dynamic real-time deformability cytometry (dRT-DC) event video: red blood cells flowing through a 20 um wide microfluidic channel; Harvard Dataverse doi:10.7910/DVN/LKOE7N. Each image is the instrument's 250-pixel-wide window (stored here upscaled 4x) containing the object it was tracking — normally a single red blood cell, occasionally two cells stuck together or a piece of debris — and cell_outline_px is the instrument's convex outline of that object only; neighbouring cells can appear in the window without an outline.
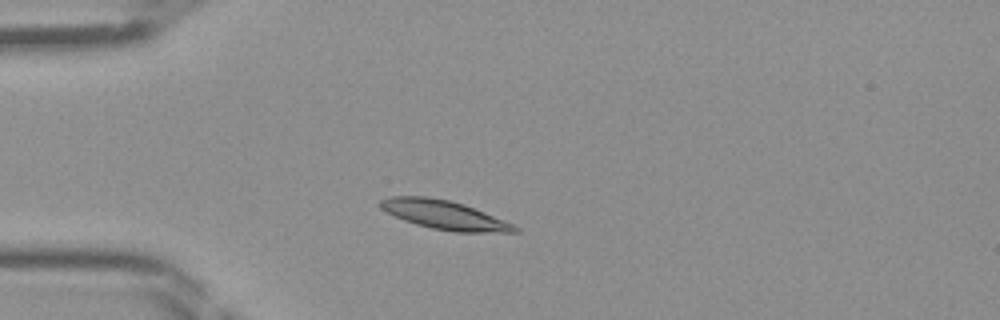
{"species": "Egyptian fruit bat (a non-hibernating species)", "species_latin": "Rousettus aegyptiacus", "temperature_condition": "room temperature", "stored_images_in_passage": 35, "camera_frame_rate_fps": 3000, "um_per_image_px": 0.085, "frame": {"image": 1, "passage_image": 1, "time_ms": 0.0, "image_size_px": [1000, 320], "cell_outline_px": [[520, 232], [456, 232], [432, 228], [416, 224], [404, 220], [380, 208], [380, 200], [392, 196], [428, 196], [448, 200], [464, 204], [504, 220], [520, 228]], "centroid_in_image_um": [37.78, 18.26], "position_along_channel_um": 47.2, "area_um2": 22.37}}
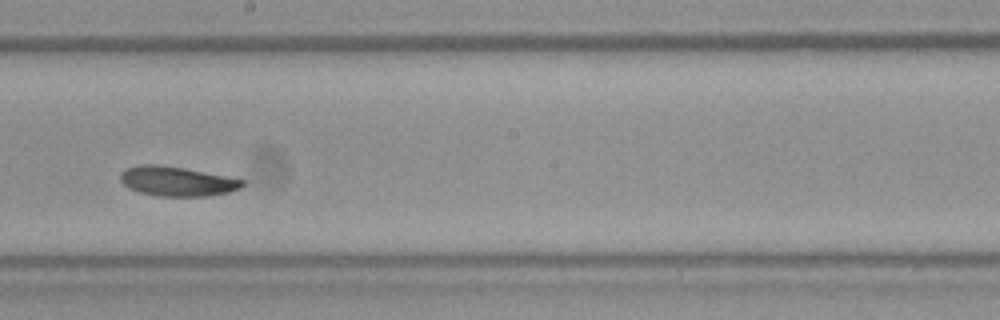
{"frame": {"image": 2, "passage_image": 15, "time_ms": 4.667, "image_size_px": [1000, 320], "cell_outline_px": [[244, 184], [240, 188], [228, 192], [208, 196], [156, 196], [140, 192], [128, 188], [120, 180], [120, 172], [128, 168], [140, 164], [156, 164], [184, 168], [244, 180]], "centroid_in_image_um": [15.0, 15.41], "position_along_channel_um": 233.2, "area_um2": 20.87}}
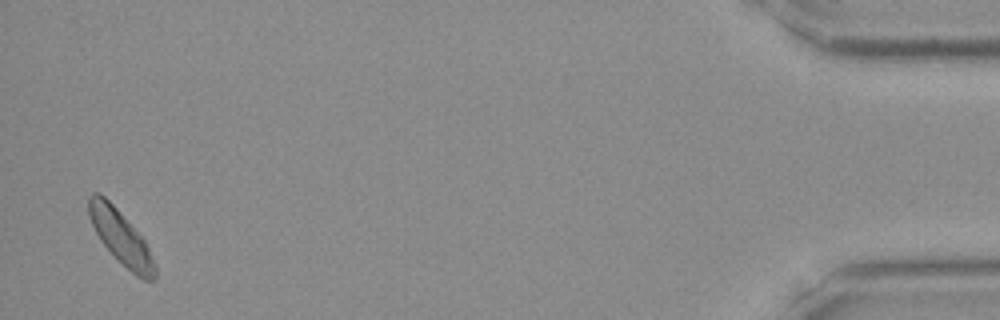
{"frame": {"image": 3, "passage_image": 34, "time_ms": 11.0, "image_size_px": [1000, 320], "cell_outline_px": [[156, 280], [144, 280], [136, 276], [100, 240], [88, 216], [88, 196], [92, 192], [96, 192], [104, 196], [116, 208], [144, 240], [156, 264]], "centroid_in_image_um": [10.27, 20.17], "position_along_channel_um": 424.9, "area_um2": 20.17}}